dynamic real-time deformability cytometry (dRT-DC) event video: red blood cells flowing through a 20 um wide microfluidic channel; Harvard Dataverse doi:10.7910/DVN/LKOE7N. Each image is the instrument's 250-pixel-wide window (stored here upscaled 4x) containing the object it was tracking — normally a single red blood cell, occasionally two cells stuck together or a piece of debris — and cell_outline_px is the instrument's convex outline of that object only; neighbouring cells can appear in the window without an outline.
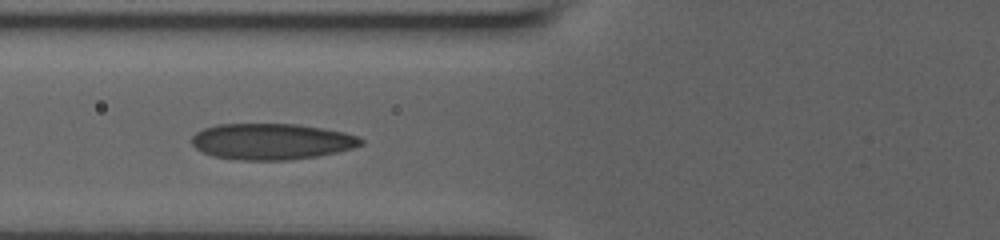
{"species": "human", "species_latin": "Homo sapiens", "temperature_condition": "room temperature", "stored_images_in_passage": 14, "camera_frame_rate_fps": 3000, "um_per_image_px": 0.085, "donor": {"sex": "male"}, "frame": {"image": 1, "passage_image": 5, "time_ms": 4.333, "image_size_px": [1000, 240], "cell_outline_px": [[364, 144], [352, 148], [320, 156], [288, 160], [236, 160], [212, 156], [196, 148], [192, 144], [192, 136], [196, 132], [204, 128], [216, 124], [296, 124], [324, 128], [344, 132], [360, 136], [364, 140]], "centroid_in_image_um": [23.11, 12.03], "position_along_channel_um": 102.7, "area_um2": 35.89}}
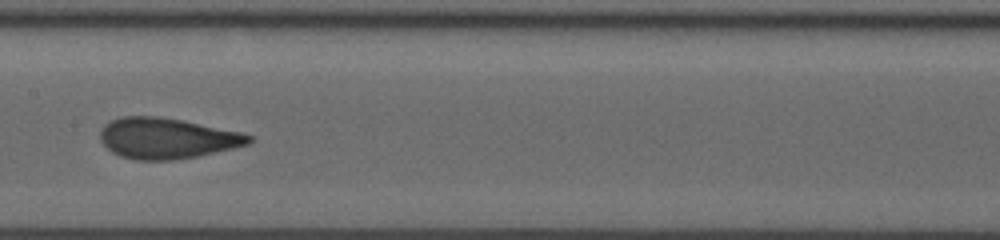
{"frame": {"image": 2, "passage_image": 7, "time_ms": 6.667, "image_size_px": [1000, 240], "cell_outline_px": [[252, 140], [248, 144], [200, 156], [172, 160], [136, 160], [120, 156], [112, 152], [100, 140], [100, 128], [108, 120], [120, 116], [160, 116], [184, 120], [244, 132], [252, 136]], "centroid_in_image_um": [14.18, 11.74], "position_along_channel_um": 193.2, "area_um2": 35.78}}
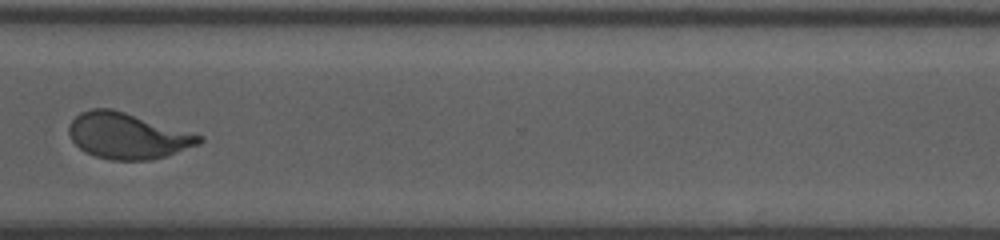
{"frame": {"image": 3, "passage_image": 11, "time_ms": 11.0, "image_size_px": [1000, 240], "cell_outline_px": [[204, 140], [200, 144], [168, 156], [148, 160], [112, 160], [96, 156], [84, 152], [72, 140], [68, 132], [68, 128], [72, 120], [80, 112], [92, 108], [112, 108], [204, 136]], "centroid_in_image_um": [10.85, 11.55], "position_along_channel_um": 359.7, "area_um2": 34.91}, "authors_computed_cell_mechanics": {"area_um2": 34.9979, "velocity_mm_per_s": 3.857, "shape_relaxation_time_tau1_ms": 4.8119, "shape_relaxation_time_tau2_ms": 0.0444, "deformation_change_tau1": 0.1733, "deformation_change_tau2": 0.0489}}